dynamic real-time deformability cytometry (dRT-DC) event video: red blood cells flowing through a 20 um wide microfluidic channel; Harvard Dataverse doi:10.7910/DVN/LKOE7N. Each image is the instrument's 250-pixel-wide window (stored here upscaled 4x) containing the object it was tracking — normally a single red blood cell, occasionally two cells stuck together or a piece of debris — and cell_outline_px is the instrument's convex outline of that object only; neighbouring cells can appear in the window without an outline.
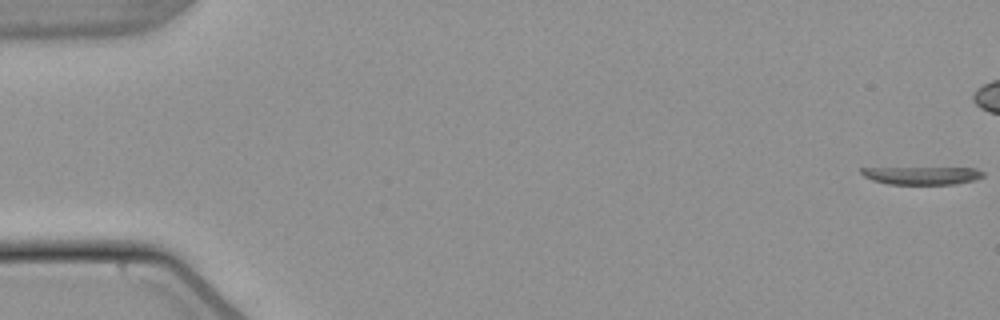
{"species": "common noctule bat (a hibernating species)", "species_latin": "Nyctalus noctula", "temperature_condition": "warm", "stored_images_in_passage": 1, "camera_frame_rate_fps": 3000, "um_per_image_px": 0.085, "animal": {"sex": "male", "body_mass_g": 21.5, "forearm_length_mm": 52.0}, "frame": {"image": 1, "passage_image": 1, "time_ms": 0.0, "image_size_px": [1000, 320], "cell_outline_px": [[984, 176], [976, 180], [956, 184], [888, 184], [872, 180], [864, 176], [860, 172], [860, 168], [976, 168], [984, 172]], "centroid_in_image_um": [78.41, 14.91], "position_along_channel_um": 6.6, "area_um2": 12.72}}